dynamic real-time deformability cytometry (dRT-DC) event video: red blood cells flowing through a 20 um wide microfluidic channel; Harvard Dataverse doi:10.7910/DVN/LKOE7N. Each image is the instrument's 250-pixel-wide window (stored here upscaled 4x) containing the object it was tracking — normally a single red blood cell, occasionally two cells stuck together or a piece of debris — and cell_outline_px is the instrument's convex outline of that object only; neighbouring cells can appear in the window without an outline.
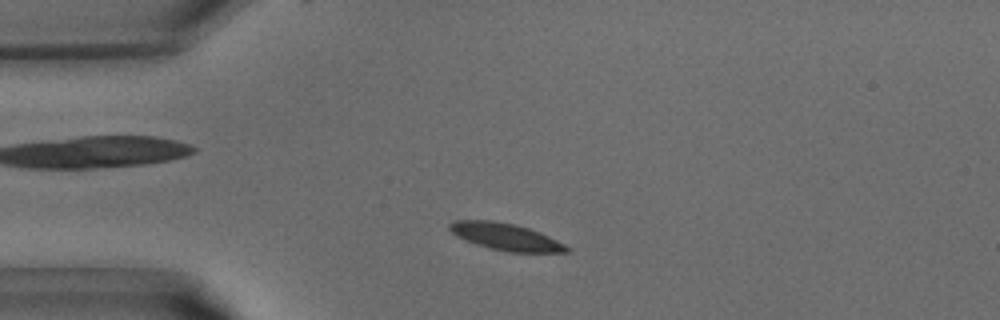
{"species": "common noctule bat (a hibernating species)", "species_latin": "Nyctalus noctula", "temperature_condition": "warm", "stored_images_in_passage": 34, "camera_frame_rate_fps": 3000, "um_per_image_px": 0.085, "animal": {"sex": "male", "body_mass_g": 15.6}, "frame": {"image": 1, "passage_image": 4, "time_ms": 1.0, "image_size_px": [1000, 320], "cell_outline_px": [[572, 252], [508, 252], [476, 244], [456, 236], [448, 228], [448, 224], [452, 220], [492, 220], [516, 224], [540, 232], [572, 248]], "centroid_in_image_um": [42.99, 20.11], "position_along_channel_um": 42.0, "area_um2": 18.44}}
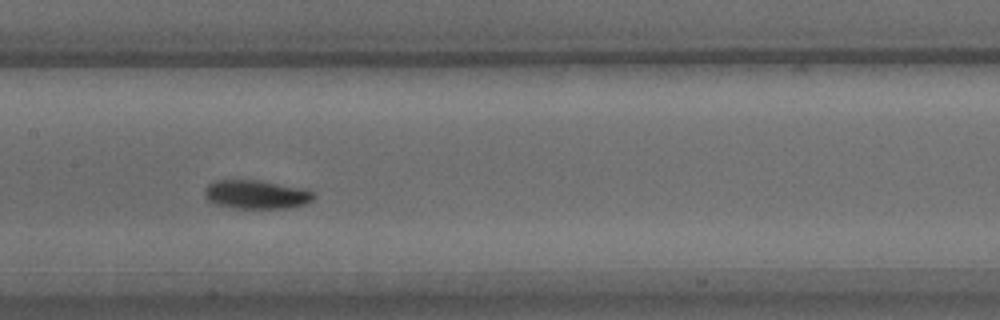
{"frame": {"image": 2, "passage_image": 14, "time_ms": 4.333, "image_size_px": [1000, 320], "cell_outline_px": [[316, 196], [312, 200], [304, 204], [292, 208], [232, 208], [212, 204], [204, 196], [204, 188], [208, 184], [216, 180], [260, 180], [304, 188], [316, 192]], "centroid_in_image_um": [21.79, 16.53], "position_along_channel_um": 185.6, "area_um2": 18.67}}
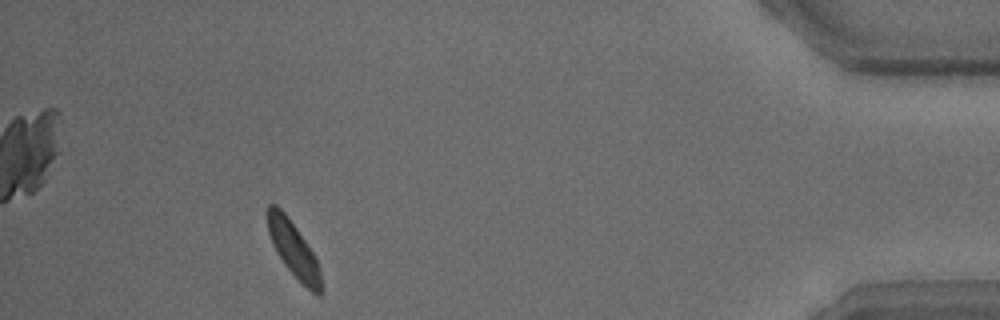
{"frame": {"image": 3, "passage_image": 31, "time_ms": 10.0, "image_size_px": [1000, 320], "cell_outline_px": [[320, 296], [316, 296], [284, 264], [272, 244], [268, 232], [264, 212], [268, 204], [276, 204], [288, 216], [312, 252], [320, 268]], "centroid_in_image_um": [24.87, 21.1], "position_along_channel_um": 410.3, "area_um2": 16.99}}